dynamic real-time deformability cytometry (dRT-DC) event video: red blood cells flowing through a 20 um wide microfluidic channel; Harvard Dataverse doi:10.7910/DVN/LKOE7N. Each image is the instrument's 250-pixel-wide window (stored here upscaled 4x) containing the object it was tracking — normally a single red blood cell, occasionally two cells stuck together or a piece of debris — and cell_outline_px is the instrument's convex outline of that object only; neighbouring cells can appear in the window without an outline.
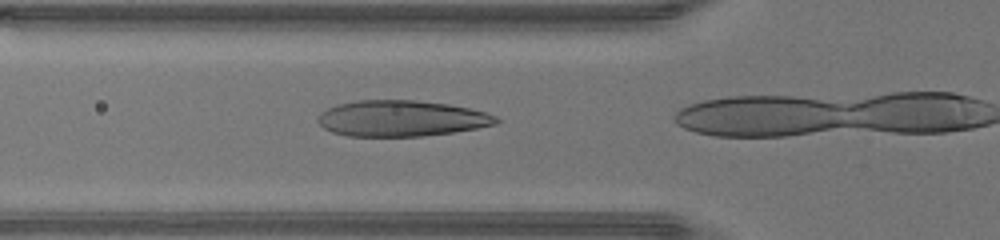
{"species": "human", "species_latin": "Homo sapiens", "temperature_condition": "warm", "stored_images_in_passage": 13, "camera_frame_rate_fps": 3000, "um_per_image_px": 0.085, "donor": {"sex": "male"}, "frame": {"image": 1, "passage_image": 12, "time_ms": 3.667, "image_size_px": [1000, 240], "cell_outline_px": [[500, 120], [496, 124], [476, 128], [452, 132], [424, 136], [348, 136], [332, 132], [324, 128], [316, 120], [320, 112], [336, 104], [360, 100], [416, 100], [448, 104], [488, 112], [496, 116]], "centroid_in_image_um": [34.1, 10.06], "position_along_channel_um": 91.7, "area_um2": 37.45}}